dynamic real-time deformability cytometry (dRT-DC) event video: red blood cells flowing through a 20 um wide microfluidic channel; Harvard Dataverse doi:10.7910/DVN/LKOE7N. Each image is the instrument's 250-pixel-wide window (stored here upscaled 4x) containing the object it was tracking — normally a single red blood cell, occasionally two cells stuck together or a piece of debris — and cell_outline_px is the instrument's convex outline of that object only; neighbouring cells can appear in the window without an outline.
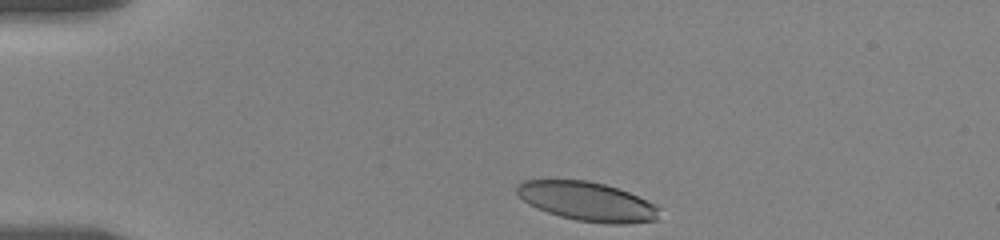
{"species": "human", "species_latin": "Homo sapiens", "temperature_condition": "room temperature", "stored_images_in_passage": 28, "camera_frame_rate_fps": 3000, "um_per_image_px": 0.085, "donor": {"sex": "female"}, "frame": {"image": 1, "passage_image": 1, "time_ms": 0.0, "image_size_px": [1000, 240], "cell_outline_px": [[660, 220], [628, 224], [608, 224], [576, 220], [560, 216], [536, 208], [528, 204], [516, 192], [516, 184], [524, 180], [588, 180], [604, 184], [628, 192], [660, 208]], "centroid_in_image_um": [49.92, 17.13], "position_along_channel_um": 35.1, "area_um2": 32.43}}
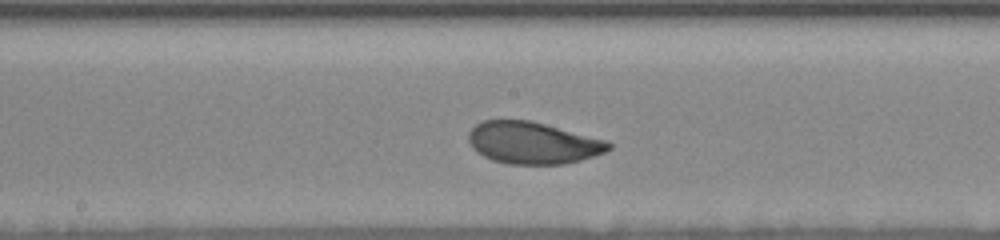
{"frame": {"image": 2, "passage_image": 15, "time_ms": 6.333, "image_size_px": [1000, 240], "cell_outline_px": [[612, 148], [604, 152], [580, 160], [564, 164], [512, 164], [492, 160], [484, 156], [472, 148], [468, 140], [468, 132], [476, 124], [484, 120], [528, 120], [608, 140], [612, 144]], "centroid_in_image_um": [45.28, 12.14], "position_along_channel_um": 202.9, "area_um2": 34.1}}
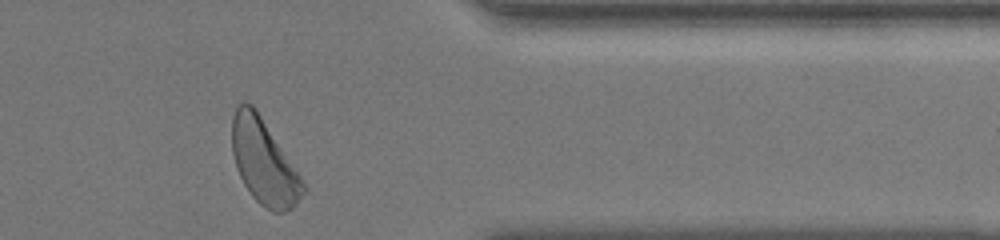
{"frame": {"image": 3, "passage_image": 28, "time_ms": 12.0, "image_size_px": [1000, 240], "cell_outline_px": [[308, 188], [292, 208], [284, 212], [272, 212], [260, 204], [252, 196], [244, 184], [236, 168], [232, 152], [232, 116], [236, 104], [244, 100], [252, 104], [256, 108], [300, 172]], "centroid_in_image_um": [22.45, 13.73], "position_along_channel_um": 389.0, "area_um2": 35.84}, "authors_computed_cell_mechanics": {"area_um2": 34.6222, "velocity_mm_per_s": 3.4772, "shape_relaxation_time_tau1_ms": 2.6639, "shape_relaxation_time_tau2_ms": 1.4306, "deformation_change_tau1": 0.1306, "deformation_change_tau2": 0.0719}}